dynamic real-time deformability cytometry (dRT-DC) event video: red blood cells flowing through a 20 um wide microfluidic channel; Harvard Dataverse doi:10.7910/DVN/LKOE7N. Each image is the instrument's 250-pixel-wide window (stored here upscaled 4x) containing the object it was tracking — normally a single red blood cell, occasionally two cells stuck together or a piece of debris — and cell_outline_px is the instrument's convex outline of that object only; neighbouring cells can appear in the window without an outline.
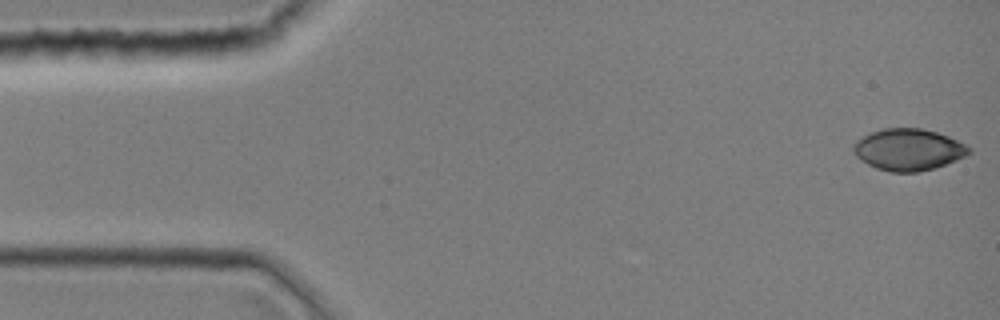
{"species": "common noctule bat (a hibernating species)", "species_latin": "Nyctalus noctula", "temperature_condition": "room temperature", "stored_images_in_passage": 43, "camera_frame_rate_fps": 3000, "um_per_image_px": 0.085, "animal": {"sex": "female", "body_mass_g": 19.0, "forearm_length_mm": 51.5}, "frame": {"image": 1, "passage_image": 1, "time_ms": 0.0, "image_size_px": [1000, 320], "cell_outline_px": [[972, 152], [956, 160], [932, 168], [916, 172], [888, 172], [876, 168], [860, 160], [856, 156], [852, 148], [856, 140], [872, 132], [884, 128], [920, 128], [936, 132], [948, 136], [972, 148]], "centroid_in_image_um": [77.19, 12.72], "position_along_channel_um": 7.8, "area_um2": 27.86}}
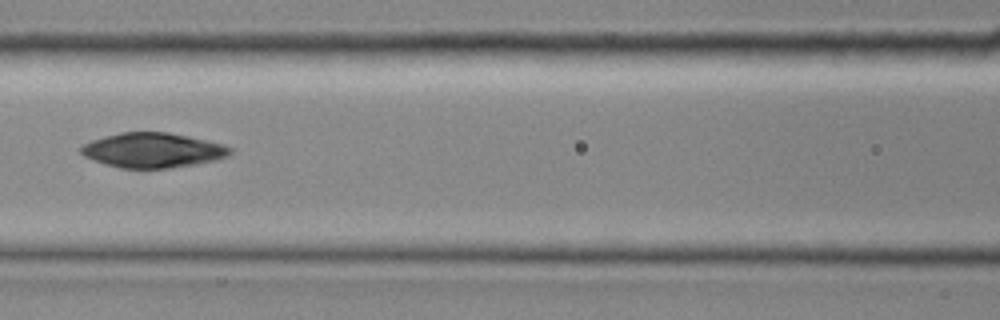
{"frame": {"image": 2, "passage_image": 19, "time_ms": 6.0, "image_size_px": [1000, 320], "cell_outline_px": [[232, 152], [228, 156], [216, 160], [196, 164], [168, 168], [120, 168], [84, 156], [80, 152], [80, 148], [84, 144], [92, 140], [104, 136], [120, 132], [168, 132], [188, 136], [224, 144], [232, 148]], "centroid_in_image_um": [13.02, 12.76], "position_along_channel_um": 153.6, "area_um2": 30.11}}
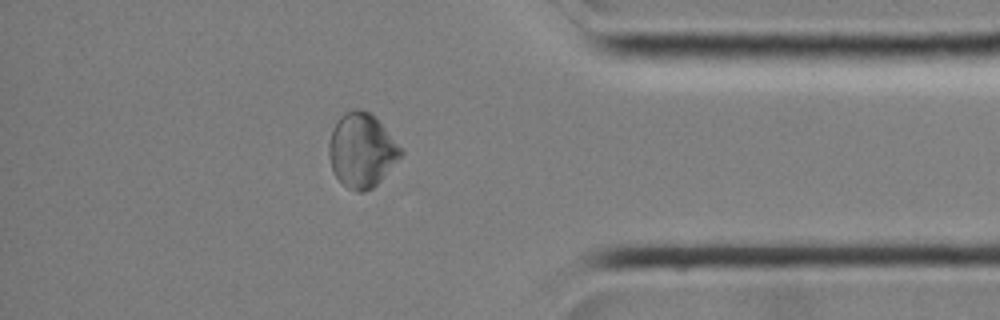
{"frame": {"image": 3, "passage_image": 37, "time_ms": 12.0, "image_size_px": [1000, 320], "cell_outline_px": [[404, 152], [380, 180], [372, 188], [364, 192], [356, 192], [348, 188], [336, 176], [332, 168], [328, 156], [328, 144], [332, 128], [340, 116], [344, 112], [352, 108], [360, 108], [376, 116]], "centroid_in_image_um": [30.72, 12.74], "position_along_channel_um": 404.5, "area_um2": 30.98}}